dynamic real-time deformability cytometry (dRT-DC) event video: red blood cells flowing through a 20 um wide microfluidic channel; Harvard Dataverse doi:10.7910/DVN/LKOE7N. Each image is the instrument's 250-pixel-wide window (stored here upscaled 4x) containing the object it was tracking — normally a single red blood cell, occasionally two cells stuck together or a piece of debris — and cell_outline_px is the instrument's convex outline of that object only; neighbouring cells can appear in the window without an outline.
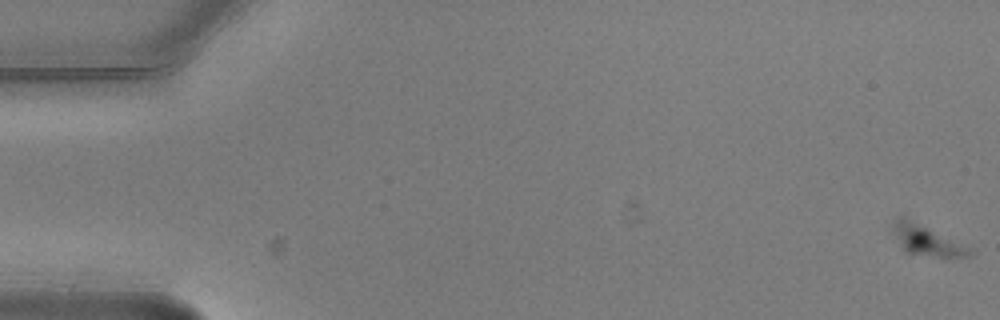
{"species": "common noctule bat (a hibernating species)", "species_latin": "Nyctalus noctula", "temperature_condition": "warm", "stored_images_in_passage": 5, "camera_frame_rate_fps": 3000, "um_per_image_px": 0.085, "animal": {"sex": "male", "body_mass_g": 20.5, "forearm_length_mm": 52.5}, "frame": {"image": 1, "passage_image": 1, "time_ms": 0.0, "image_size_px": [1000, 320], "cell_outline_px": [[972, 252], [968, 256], [940, 256], [904, 252], [892, 232], [892, 220], [896, 216], [904, 216], [968, 248]], "centroid_in_image_um": [78.6, 20.38], "position_along_channel_um": 6.4, "area_um2": 12.89}}